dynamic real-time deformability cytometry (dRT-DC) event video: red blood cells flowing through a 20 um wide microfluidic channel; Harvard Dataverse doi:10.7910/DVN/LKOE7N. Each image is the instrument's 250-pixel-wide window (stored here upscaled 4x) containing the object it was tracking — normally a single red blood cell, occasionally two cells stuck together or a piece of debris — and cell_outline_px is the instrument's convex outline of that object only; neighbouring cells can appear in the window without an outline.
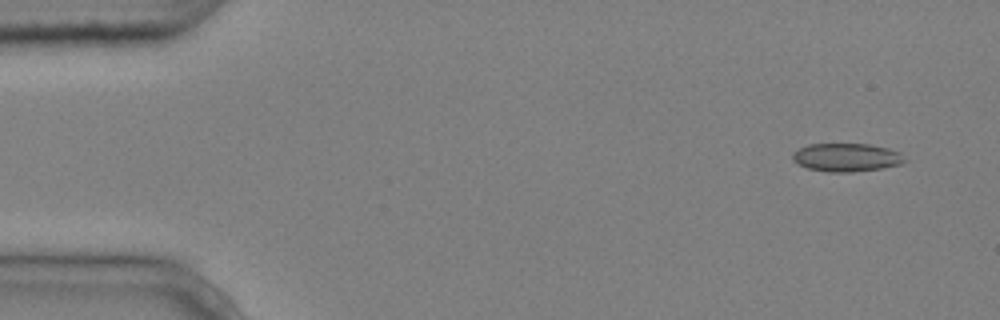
{"species": "common noctule bat (a hibernating species)", "species_latin": "Nyctalus noctula", "temperature_condition": "cold", "stored_images_in_passage": 12, "camera_frame_rate_fps": 3000, "um_per_image_px": 0.085, "animal": {"sex": "male", "body_mass_g": 20.4}, "frame": {"image": 1, "passage_image": 1, "time_ms": 0.0, "image_size_px": [1000, 320], "cell_outline_px": [[908, 160], [900, 164], [880, 168], [852, 172], [828, 172], [808, 168], [792, 160], [792, 152], [808, 144], [868, 144], [888, 148], [900, 152]], "centroid_in_image_um": [71.96, 13.37], "position_along_channel_um": 13.0, "area_um2": 18.44}}
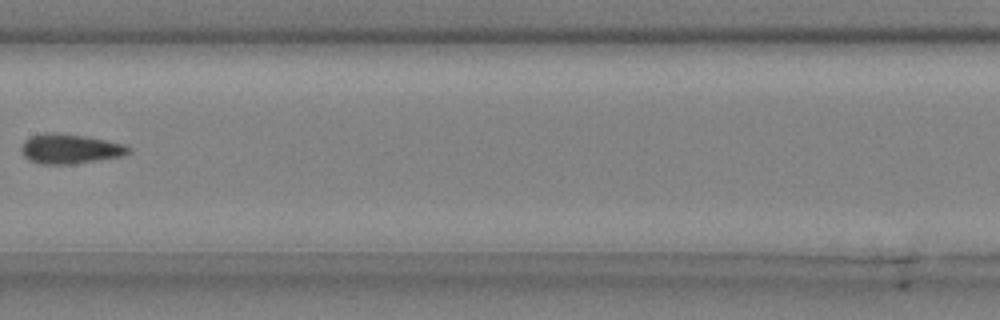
{"frame": {"image": 2, "passage_image": 7, "time_ms": 2.0, "image_size_px": [1000, 320], "cell_outline_px": [[132, 152], [124, 156], [72, 164], [40, 164], [28, 160], [24, 156], [20, 148], [24, 140], [32, 136], [44, 132], [52, 132], [88, 136], [124, 144], [132, 148]], "centroid_in_image_um": [5.97, 12.65], "position_along_channel_um": 201.4, "area_um2": 18.84}}
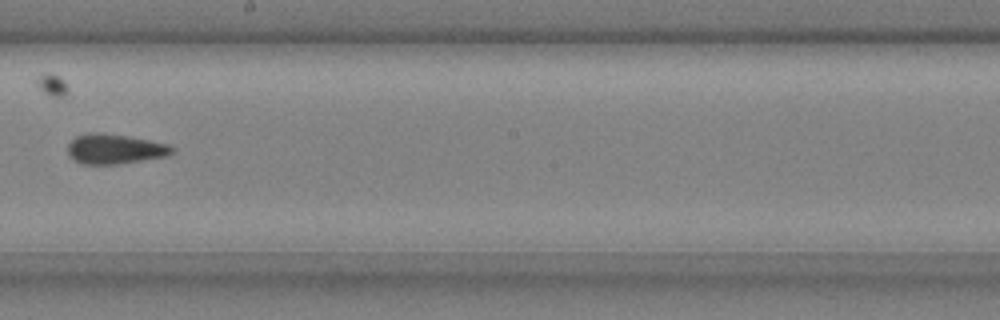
{"frame": {"image": 3, "passage_image": 8, "time_ms": 2.333, "image_size_px": [1000, 320], "cell_outline_px": [[176, 152], [168, 156], [116, 164], [84, 164], [72, 160], [68, 152], [68, 144], [76, 136], [88, 132], [100, 132], [128, 136], [168, 144], [176, 148]], "centroid_in_image_um": [9.77, 12.66], "position_along_channel_um": 238.4, "area_um2": 18.32}}